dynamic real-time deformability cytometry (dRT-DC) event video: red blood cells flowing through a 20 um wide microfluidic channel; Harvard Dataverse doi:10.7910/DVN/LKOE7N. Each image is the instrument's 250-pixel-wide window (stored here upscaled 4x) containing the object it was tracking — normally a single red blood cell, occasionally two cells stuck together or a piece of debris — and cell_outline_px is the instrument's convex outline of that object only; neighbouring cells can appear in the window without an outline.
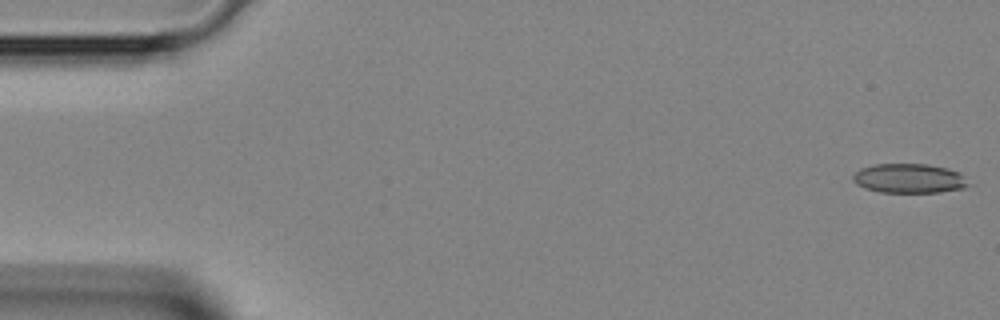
{"species": "Egyptian fruit bat (a non-hibernating species)", "species_latin": "Rousettus aegyptiacus", "temperature_condition": "room temperature", "stored_images_in_passage": 43, "camera_frame_rate_fps": 3000, "um_per_image_px": 0.085, "animal": {"sex": "female"}, "frame": {"image": 1, "passage_image": 1, "time_ms": 0.0, "image_size_px": [1000, 320], "cell_outline_px": [[972, 184], [964, 188], [940, 192], [880, 192], [864, 188], [856, 184], [852, 180], [852, 176], [860, 168], [872, 164], [928, 164], [948, 168], [960, 172]], "centroid_in_image_um": [77.3, 15.16], "position_along_channel_um": 7.7, "area_um2": 20.06}}
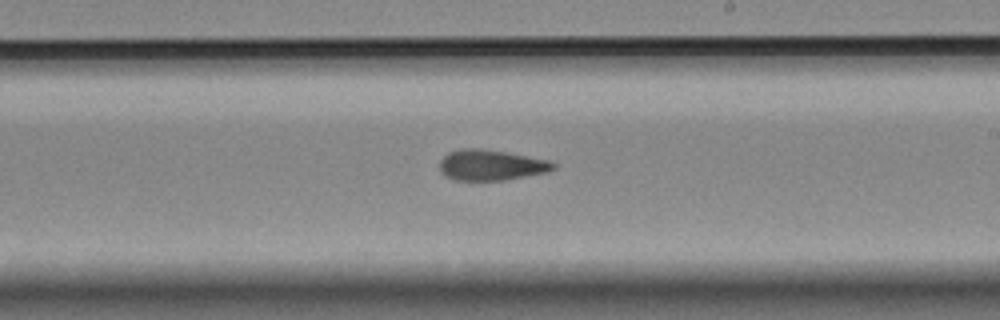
{"frame": {"image": 2, "passage_image": 25, "time_ms": 8.0, "image_size_px": [1000, 320], "cell_outline_px": [[556, 168], [548, 172], [504, 180], [456, 180], [444, 176], [440, 172], [440, 160], [448, 152], [460, 148], [480, 148], [504, 152], [548, 160], [556, 164]], "centroid_in_image_um": [41.71, 14.03], "position_along_channel_um": 247.3, "area_um2": 20.29}}
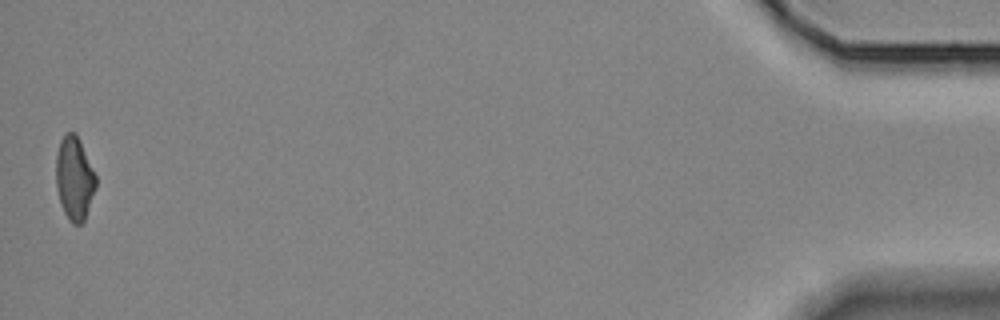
{"frame": {"image": 3, "passage_image": 43, "time_ms": 14.0, "image_size_px": [1000, 320], "cell_outline_px": [[96, 188], [84, 220], [80, 224], [72, 224], [68, 220], [60, 204], [56, 188], [56, 156], [60, 140], [64, 132], [76, 132], [80, 140], [96, 176]], "centroid_in_image_um": [6.31, 15.15], "position_along_channel_um": 428.9, "area_um2": 19.54}}